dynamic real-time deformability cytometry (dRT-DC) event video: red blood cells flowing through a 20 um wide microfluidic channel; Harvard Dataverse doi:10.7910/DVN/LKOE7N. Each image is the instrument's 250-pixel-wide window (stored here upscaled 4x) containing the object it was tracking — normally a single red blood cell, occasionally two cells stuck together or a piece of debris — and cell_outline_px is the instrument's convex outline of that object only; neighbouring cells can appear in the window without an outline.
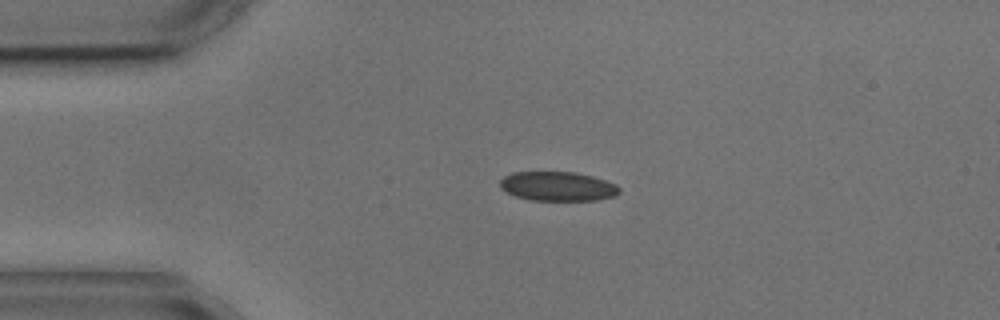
{"species": "common noctule bat (a hibernating species)", "species_latin": "Nyctalus noctula", "temperature_condition": "cold", "stored_images_in_passage": 4, "camera_frame_rate_fps": 3000, "um_per_image_px": 0.085, "animal": {"sex": "male", "body_mass_g": 17.9, "forearm_length_mm": 54.2}, "frame": {"image": 1, "passage_image": 3, "time_ms": 2.333, "image_size_px": [1000, 320], "cell_outline_px": [[620, 192], [616, 196], [596, 200], [528, 200], [516, 196], [500, 188], [500, 180], [504, 176], [512, 172], [576, 172], [592, 176], [616, 184], [620, 188]], "centroid_in_image_um": [47.41, 15.83], "position_along_channel_um": 37.6, "area_um2": 20.4}}